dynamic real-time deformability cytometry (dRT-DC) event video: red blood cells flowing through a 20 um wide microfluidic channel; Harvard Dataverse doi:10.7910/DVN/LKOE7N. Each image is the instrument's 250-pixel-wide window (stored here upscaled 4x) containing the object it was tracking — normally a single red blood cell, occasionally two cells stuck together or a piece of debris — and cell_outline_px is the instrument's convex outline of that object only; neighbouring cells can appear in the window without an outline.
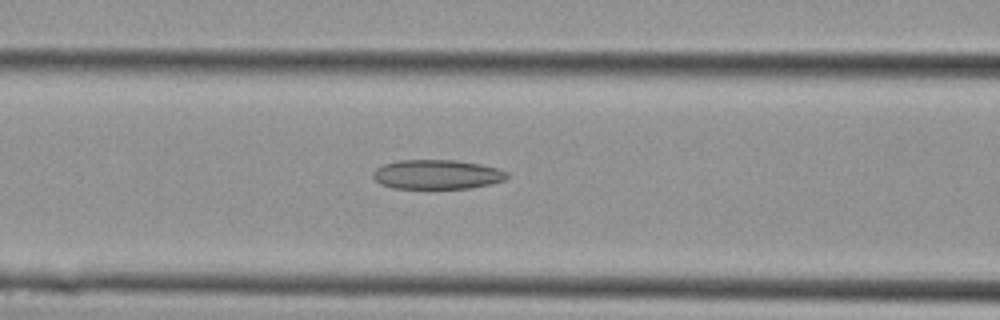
{"species": "Egyptian fruit bat (a non-hibernating species)", "species_latin": "Rousettus aegyptiacus", "temperature_condition": "cold", "stored_images_in_passage": 23, "camera_frame_rate_fps": 3000, "um_per_image_px": 0.085, "animal": {"sex": "female"}, "frame": {"image": 1, "passage_image": 7, "time_ms": 2.0, "image_size_px": [1000, 320], "cell_outline_px": [[508, 176], [504, 180], [488, 184], [468, 188], [392, 188], [380, 184], [372, 176], [372, 172], [376, 168], [384, 164], [400, 160], [452, 160], [480, 164], [500, 168], [508, 172]], "centroid_in_image_um": [37.13, 14.82], "position_along_channel_um": 129.5, "area_um2": 22.89}}
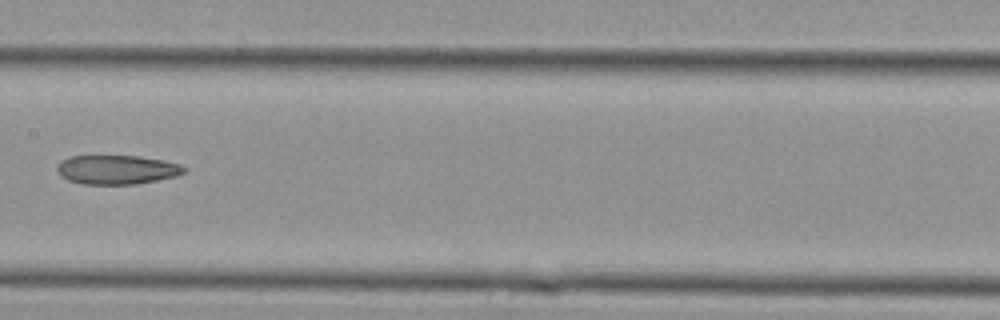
{"frame": {"image": 2, "passage_image": 10, "time_ms": 3.0, "image_size_px": [1000, 320], "cell_outline_px": [[188, 168], [184, 172], [176, 176], [136, 184], [84, 184], [68, 180], [60, 176], [56, 172], [56, 164], [60, 160], [68, 156], [140, 156], [164, 160], [180, 164]], "centroid_in_image_um": [9.9, 14.41], "position_along_channel_um": 197.5, "area_um2": 21.79}}
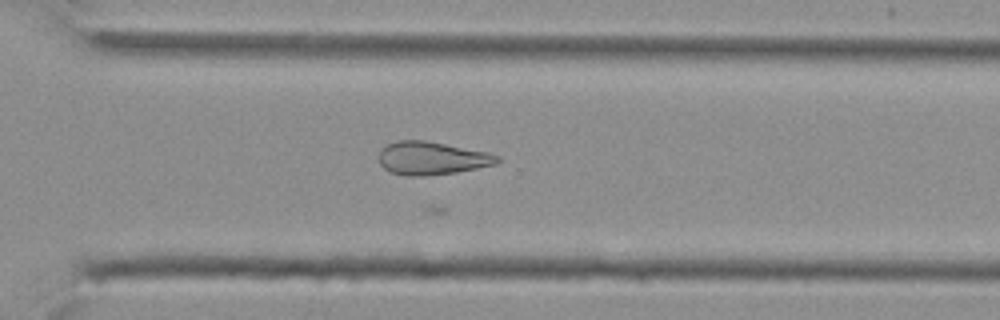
{"frame": {"image": 3, "passage_image": 16, "time_ms": 5.0, "image_size_px": [1000, 320], "cell_outline_px": [[500, 160], [496, 164], [456, 172], [428, 176], [404, 176], [392, 172], [384, 168], [380, 164], [380, 148], [388, 144], [400, 140], [424, 140], [488, 152], [500, 156]], "centroid_in_image_um": [36.7, 13.45], "position_along_channel_um": 333.9, "area_um2": 22.77}}